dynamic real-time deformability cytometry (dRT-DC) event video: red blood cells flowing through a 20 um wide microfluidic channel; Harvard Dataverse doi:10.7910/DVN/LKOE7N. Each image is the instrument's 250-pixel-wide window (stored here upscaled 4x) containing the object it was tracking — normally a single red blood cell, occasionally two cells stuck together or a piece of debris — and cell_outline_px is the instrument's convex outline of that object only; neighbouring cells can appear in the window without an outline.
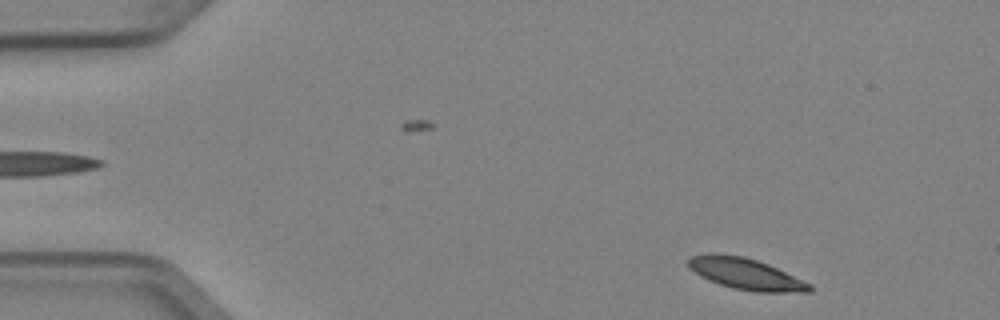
{"species": "Egyptian fruit bat (a non-hibernating species)", "species_latin": "Rousettus aegyptiacus", "temperature_condition": "cold", "stored_images_in_passage": 4, "segment_of_instrument_passage": [2, 2], "camera_frame_rate_fps": 3000, "um_per_image_px": 0.085, "animal": {"sex": "female"}, "frame": {"image": 1, "passage_image": 4, "time_ms": 1.0, "image_size_px": [1000, 320], "cell_outline_px": [[812, 292], [756, 292], [732, 288], [708, 280], [700, 276], [688, 268], [688, 256], [708, 252], [716, 252], [744, 256], [768, 264], [812, 284]], "centroid_in_image_um": [63.34, 23.26], "position_along_channel_um": 21.7, "area_um2": 22.48}}